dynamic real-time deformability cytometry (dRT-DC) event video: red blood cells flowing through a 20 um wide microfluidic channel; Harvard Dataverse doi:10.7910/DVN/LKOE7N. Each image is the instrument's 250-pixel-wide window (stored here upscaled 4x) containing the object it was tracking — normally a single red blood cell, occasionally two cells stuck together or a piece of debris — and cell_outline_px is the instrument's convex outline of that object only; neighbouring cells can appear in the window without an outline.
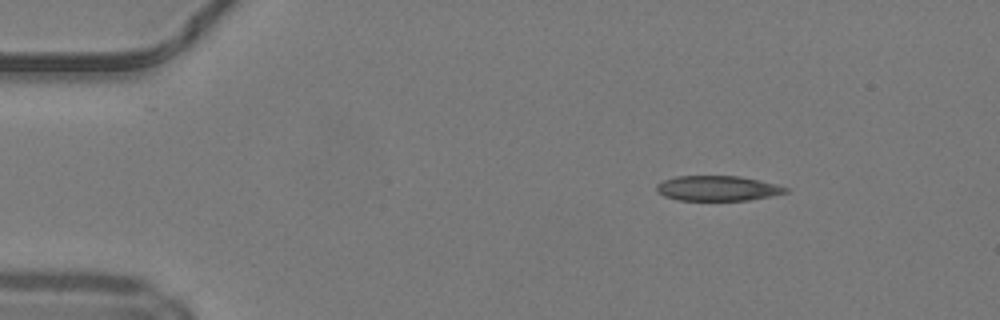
{"species": "common noctule bat (a hibernating species)", "species_latin": "Nyctalus noctula", "temperature_condition": "warm", "stored_images_in_passage": 40, "camera_frame_rate_fps": 3000, "um_per_image_px": 0.085, "animal": {"sex": "male", "body_mass_g": 19.2, "forearm_length_mm": 51.8}, "frame": {"image": 1, "passage_image": 1, "time_ms": 0.0, "image_size_px": [1000, 320], "cell_outline_px": [[788, 192], [772, 196], [748, 200], [680, 200], [664, 196], [656, 192], [656, 184], [664, 180], [676, 176], [740, 176], [760, 180], [776, 184], [788, 188]], "centroid_in_image_um": [60.99, 16.0], "position_along_channel_um": 24.0, "area_um2": 18.9}}
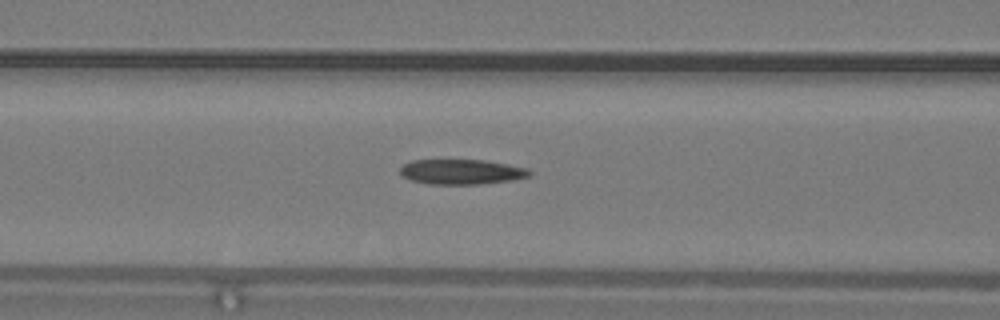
{"frame": {"image": 2, "passage_image": 14, "time_ms": 4.333, "image_size_px": [1000, 320], "cell_outline_px": [[532, 172], [528, 176], [512, 180], [480, 184], [428, 184], [412, 180], [404, 176], [400, 172], [400, 168], [404, 164], [412, 160], [484, 160], [508, 164], [528, 168]], "centroid_in_image_um": [39.24, 14.6], "position_along_channel_um": 127.4, "area_um2": 18.79}}
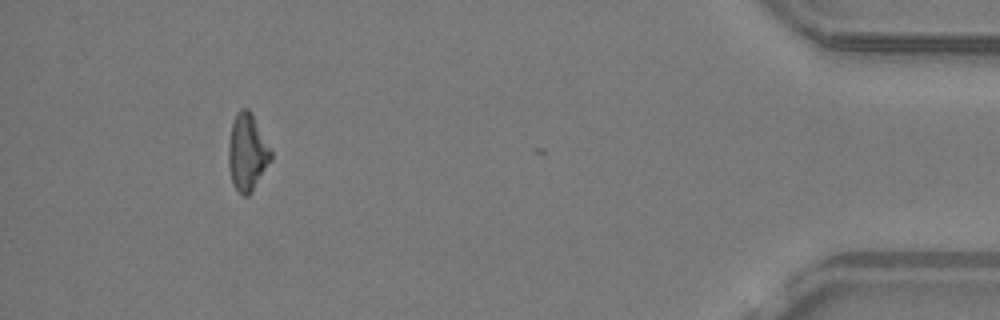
{"frame": {"image": 3, "passage_image": 39, "time_ms": 12.667, "image_size_px": [1000, 320], "cell_outline_px": [[272, 160], [252, 192], [248, 196], [244, 196], [232, 184], [228, 164], [228, 144], [232, 124], [236, 112], [240, 108], [248, 108], [252, 112], [272, 152]], "centroid_in_image_um": [21.02, 12.94], "position_along_channel_um": 414.2, "area_um2": 19.25}, "authors_computed_cell_mechanics": {"area_um2": 19.2474, "velocity_mm_per_s": 4.2191, "shape_relaxation_time_tau1_ms": 9.3825, "shape_relaxation_time_tau2_ms": null, "deformation_change_tau1": 0.192, "deformation_change_tau2": null}}